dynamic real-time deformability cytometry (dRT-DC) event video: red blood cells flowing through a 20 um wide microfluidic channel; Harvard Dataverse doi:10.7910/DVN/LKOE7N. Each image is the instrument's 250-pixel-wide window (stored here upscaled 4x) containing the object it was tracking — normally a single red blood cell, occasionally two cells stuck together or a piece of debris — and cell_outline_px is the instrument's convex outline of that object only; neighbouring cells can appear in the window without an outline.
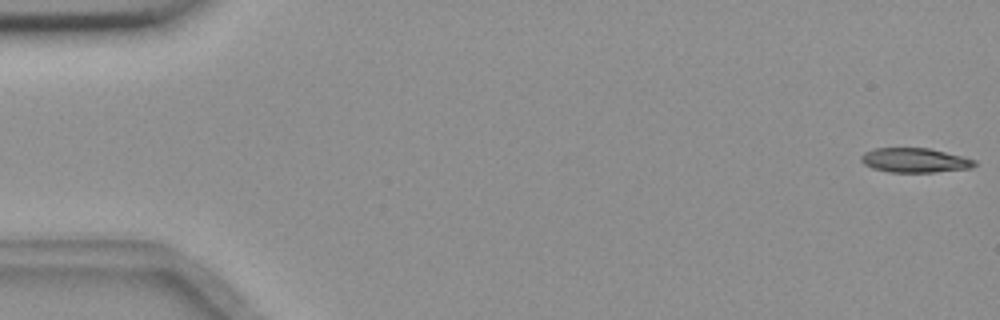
{"species": "common noctule bat (a hibernating species)", "species_latin": "Nyctalus noctula", "temperature_condition": "room temperature", "stored_images_in_passage": 56, "camera_frame_rate_fps": 3000, "um_per_image_px": 0.085, "animal": {"sex": "female", "body_mass_g": 18.4}, "frame": {"image": 1, "passage_image": 1, "time_ms": 0.0, "image_size_px": [1000, 320], "cell_outline_px": [[976, 164], [972, 168], [936, 172], [888, 172], [872, 168], [864, 164], [860, 160], [860, 156], [864, 152], [876, 148], [928, 148], [976, 160]], "centroid_in_image_um": [77.73, 13.63], "position_along_channel_um": 7.3, "area_um2": 16.13}}
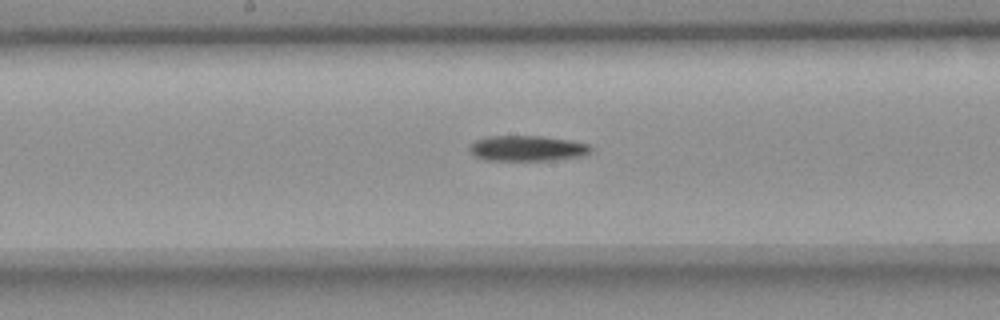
{"frame": {"image": 2, "passage_image": 29, "time_ms": 9.333, "image_size_px": [1000, 320], "cell_outline_px": [[592, 152], [584, 156], [552, 160], [484, 160], [476, 156], [468, 148], [476, 140], [488, 136], [544, 136], [572, 140], [592, 144]], "centroid_in_image_um": [44.91, 12.6], "position_along_channel_um": 203.3, "area_um2": 18.21}}
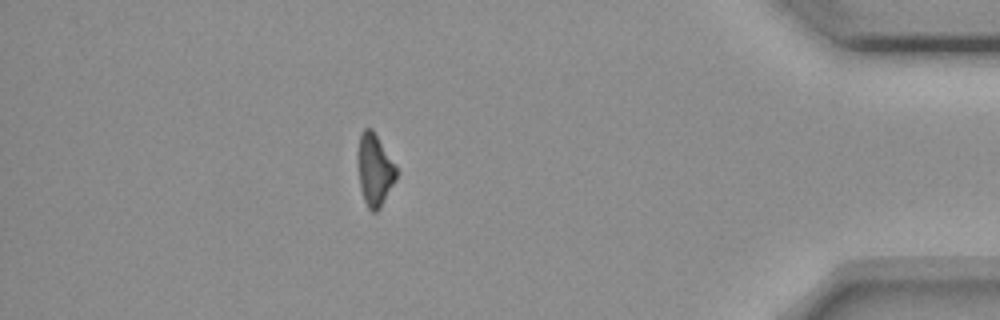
{"frame": {"image": 3, "passage_image": 49, "time_ms": 16.0, "image_size_px": [1000, 320], "cell_outline_px": [[396, 180], [380, 208], [376, 212], [372, 212], [368, 208], [364, 200], [360, 188], [356, 152], [360, 132], [364, 128], [372, 128], [396, 164]], "centroid_in_image_um": [31.83, 14.4], "position_along_channel_um": 403.4, "area_um2": 16.53}, "authors_computed_cell_mechanics": {"area_um2": 17.3689, "velocity_mm_per_s": 3.6703, "shape_relaxation_time_tau1_ms": 7.6128, "shape_relaxation_time_tau2_ms": null, "deformation_change_tau1": 0.205, "deformation_change_tau2": null}}